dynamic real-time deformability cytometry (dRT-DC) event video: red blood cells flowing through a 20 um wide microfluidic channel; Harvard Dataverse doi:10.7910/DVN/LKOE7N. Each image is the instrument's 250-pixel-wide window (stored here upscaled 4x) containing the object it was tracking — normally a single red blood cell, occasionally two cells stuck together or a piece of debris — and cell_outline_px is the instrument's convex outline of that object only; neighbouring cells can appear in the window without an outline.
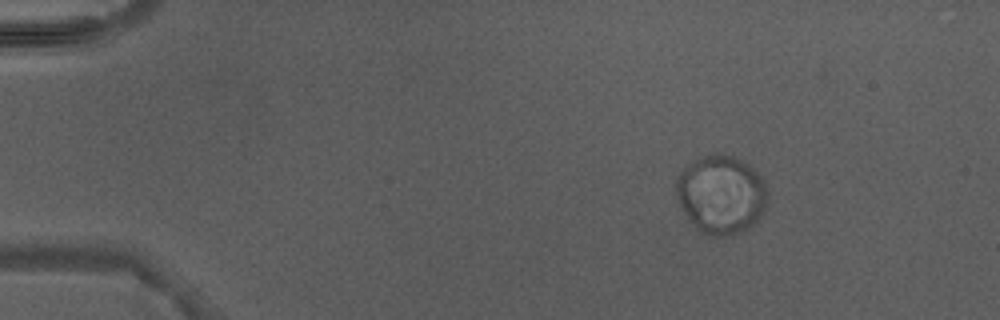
{"species": "Egyptian fruit bat (a non-hibernating species)", "species_latin": "Rousettus aegyptiacus", "temperature_condition": "warm", "stored_images_in_passage": 4, "camera_frame_rate_fps": 3000, "um_per_image_px": 0.085, "animal": {"sex": "male"}, "frame": {"image": 1, "passage_image": 1, "time_ms": 0.0, "image_size_px": [1000, 320], "cell_outline_px": [[768, 192], [764, 208], [760, 216], [752, 228], [728, 236], [704, 236], [696, 232], [688, 220], [680, 204], [676, 192], [676, 180], [680, 172], [696, 156], [712, 152], [720, 152], [732, 156], [748, 164], [760, 176]], "centroid_in_image_um": [61.25, 16.54], "position_along_channel_um": 23.7, "area_um2": 42.6}}